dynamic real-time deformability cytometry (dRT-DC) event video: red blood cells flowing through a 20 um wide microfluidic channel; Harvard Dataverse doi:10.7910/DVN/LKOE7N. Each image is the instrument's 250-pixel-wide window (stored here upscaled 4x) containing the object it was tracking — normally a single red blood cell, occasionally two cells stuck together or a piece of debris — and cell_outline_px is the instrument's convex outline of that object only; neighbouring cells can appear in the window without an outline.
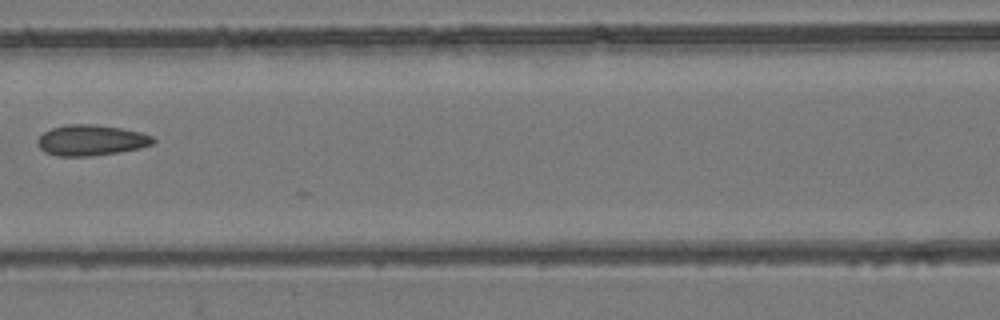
{"species": "common noctule bat (a hibernating species)", "species_latin": "Nyctalus noctula", "temperature_condition": "room temperature", "stored_images_in_passage": 8, "camera_frame_rate_fps": 3000, "um_per_image_px": 0.085, "animal": {"sex": "female", "body_mass_g": 24.6, "forearm_length_mm": 56.2}, "frame": {"image": 1, "passage_image": 7, "time_ms": 2.0, "image_size_px": [1000, 320], "cell_outline_px": [[156, 140], [152, 144], [140, 148], [116, 152], [88, 156], [56, 156], [44, 152], [36, 144], [36, 140], [44, 132], [52, 128], [64, 124], [92, 124], [120, 128], [140, 132], [152, 136]], "centroid_in_image_um": [7.7, 11.91], "position_along_channel_um": 158.9, "area_um2": 20.63}}
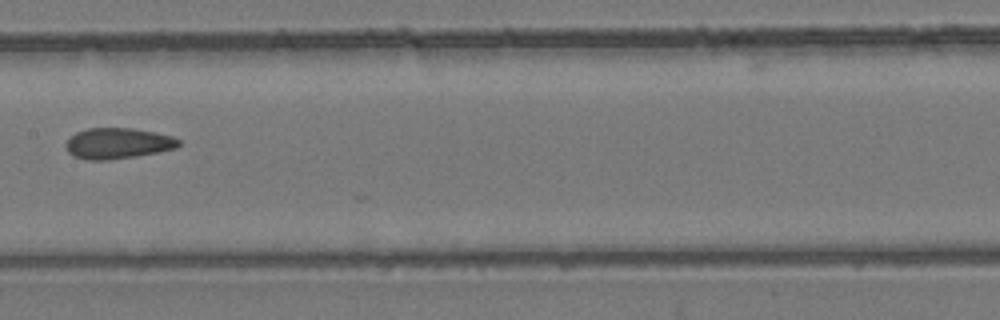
{"frame": {"image": 2, "passage_image": 8, "time_ms": 2.333, "image_size_px": [1000, 320], "cell_outline_px": [[180, 144], [176, 148], [160, 152], [136, 156], [108, 160], [88, 160], [72, 156], [68, 152], [64, 144], [76, 132], [88, 128], [132, 128], [172, 136], [180, 140]], "centroid_in_image_um": [10.0, 12.19], "position_along_channel_um": 197.4, "area_um2": 20.29}}